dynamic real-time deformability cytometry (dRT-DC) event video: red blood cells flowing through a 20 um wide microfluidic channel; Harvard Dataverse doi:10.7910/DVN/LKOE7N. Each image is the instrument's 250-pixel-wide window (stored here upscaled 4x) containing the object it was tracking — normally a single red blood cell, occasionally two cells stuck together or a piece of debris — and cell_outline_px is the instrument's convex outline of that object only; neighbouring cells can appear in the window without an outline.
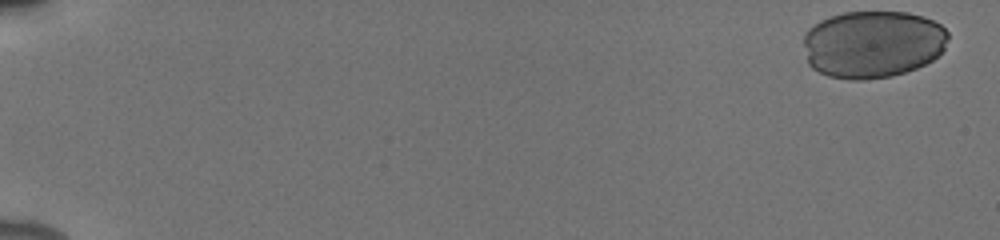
{"species": "human", "species_latin": "Homo sapiens", "temperature_condition": "cold", "stored_images_in_passage": 47, "camera_frame_rate_fps": 3000, "um_per_image_px": 0.085, "donor": {"sex": "male"}, "frame": {"image": 1, "passage_image": 1, "time_ms": 0.0, "image_size_px": [1000, 240], "cell_outline_px": [[948, 40], [944, 48], [932, 60], [916, 68], [892, 76], [864, 80], [852, 80], [828, 76], [812, 68], [808, 64], [804, 44], [804, 32], [808, 28], [820, 20], [844, 12], [908, 12], [924, 16], [940, 24], [948, 32]], "centroid_in_image_um": [74.17, 3.75], "position_along_channel_um": 10.8, "area_um2": 57.05}}